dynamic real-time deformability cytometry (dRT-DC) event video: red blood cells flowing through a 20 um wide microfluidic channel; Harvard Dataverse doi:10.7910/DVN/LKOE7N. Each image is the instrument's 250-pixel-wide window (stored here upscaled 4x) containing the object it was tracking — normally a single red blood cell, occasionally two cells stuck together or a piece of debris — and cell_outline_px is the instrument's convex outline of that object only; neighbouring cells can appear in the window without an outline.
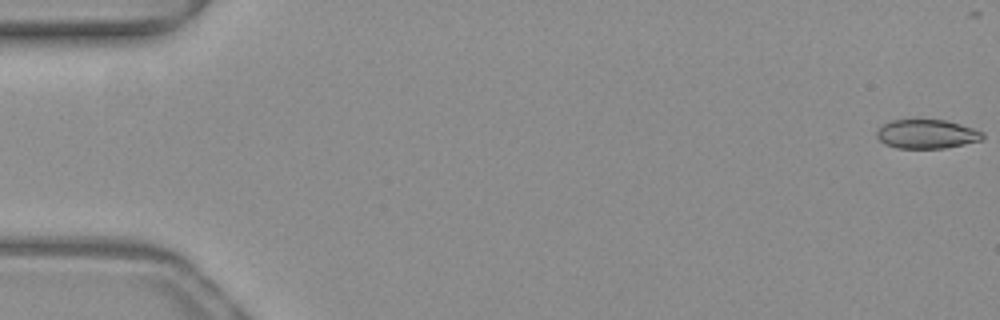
{"species": "common noctule bat (a hibernating species)", "species_latin": "Nyctalus noctula", "temperature_condition": "warm", "stored_images_in_passage": 8, "camera_frame_rate_fps": 3000, "um_per_image_px": 0.085, "animal": {"sex": "female", "body_mass_g": 19.3, "forearm_length_mm": 54.1}, "frame": {"image": 1, "passage_image": 1, "time_ms": 0.0, "image_size_px": [1000, 320], "cell_outline_px": [[984, 136], [980, 140], [964, 144], [944, 148], [896, 148], [884, 144], [876, 136], [876, 128], [892, 120], [944, 120], [960, 124], [984, 132]], "centroid_in_image_um": [78.73, 11.4], "position_along_channel_um": 6.3, "area_um2": 17.86}}